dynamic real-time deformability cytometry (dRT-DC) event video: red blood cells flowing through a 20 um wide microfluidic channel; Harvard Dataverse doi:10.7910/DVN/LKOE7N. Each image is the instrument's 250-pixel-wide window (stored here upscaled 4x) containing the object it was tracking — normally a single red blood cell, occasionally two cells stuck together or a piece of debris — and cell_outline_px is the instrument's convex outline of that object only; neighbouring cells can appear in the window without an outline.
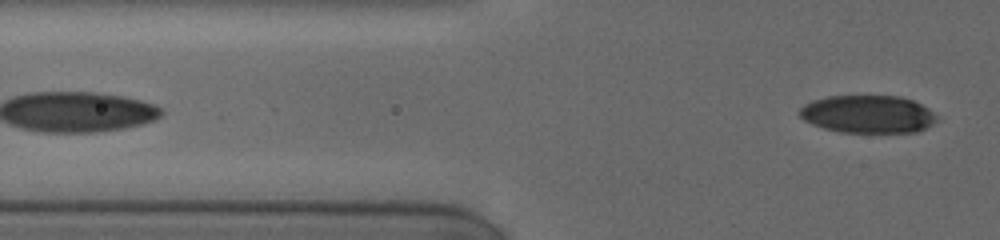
{"species": "human", "species_latin": "Homo sapiens", "temperature_condition": "cold", "stored_images_in_passage": 4, "segment_of_instrument_passage": [2, 2], "camera_frame_rate_fps": 3000, "um_per_image_px": 0.085, "donor": {"sex": "female"}, "frame": {"image": 1, "passage_image": 4, "time_ms": 2.333, "image_size_px": [1000, 240], "cell_outline_px": [[936, 120], [924, 128], [916, 132], [840, 132], [824, 128], [812, 124], [804, 120], [800, 116], [800, 108], [804, 104], [812, 100], [828, 96], [900, 96], [912, 100], [928, 108], [936, 116]], "centroid_in_image_um": [73.73, 9.7], "position_along_channel_um": 52.1, "area_um2": 29.94}}